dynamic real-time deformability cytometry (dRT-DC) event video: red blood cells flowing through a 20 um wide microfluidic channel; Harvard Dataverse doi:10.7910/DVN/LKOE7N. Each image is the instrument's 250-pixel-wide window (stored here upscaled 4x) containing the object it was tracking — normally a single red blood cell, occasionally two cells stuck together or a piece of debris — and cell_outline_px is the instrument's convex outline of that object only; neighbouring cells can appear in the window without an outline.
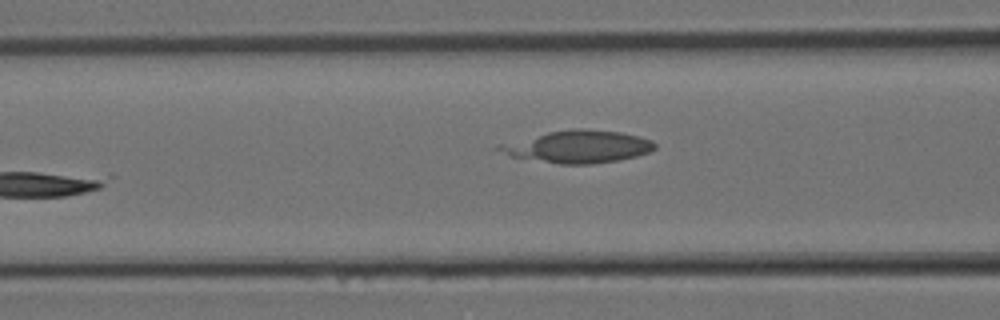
{"species": "Egyptian fruit bat (a non-hibernating species)", "species_latin": "Rousettus aegyptiacus", "temperature_condition": "room temperature", "stored_images_in_passage": 7, "camera_frame_rate_fps": 3000, "um_per_image_px": 0.085, "animal": {"sex": "female"}, "frame": {"image": 1, "passage_image": 7, "time_ms": 2.0, "image_size_px": [1000, 320], "cell_outline_px": [[656, 148], [648, 152], [636, 156], [620, 160], [592, 164], [560, 164], [508, 156], [492, 148], [496, 144], [548, 132], [572, 128], [580, 128], [620, 132], [652, 140], [656, 144]], "centroid_in_image_um": [49.06, 12.47], "position_along_channel_um": 117.5, "area_um2": 29.54}}